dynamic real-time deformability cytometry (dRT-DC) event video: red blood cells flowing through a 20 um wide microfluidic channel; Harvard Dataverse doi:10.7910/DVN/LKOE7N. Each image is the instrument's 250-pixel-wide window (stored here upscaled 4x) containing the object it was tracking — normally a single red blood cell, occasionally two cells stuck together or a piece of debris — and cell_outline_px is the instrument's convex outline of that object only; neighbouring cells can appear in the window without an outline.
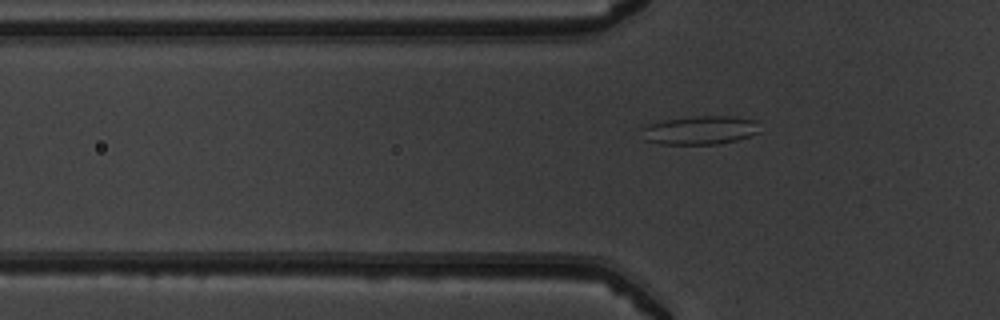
{"species": "common noctule bat (a hibernating species)", "species_latin": "Nyctalus noctula", "temperature_condition": "warm", "stored_images_in_passage": 3, "camera_frame_rate_fps": 3000, "um_per_image_px": 0.085, "animal": {"sex": "male", "body_mass_g": 19.5, "forearm_length_mm": 54.6}, "frame": {"image": 1, "passage_image": 3, "time_ms": 0.667, "image_size_px": [1000, 320], "cell_outline_px": [[760, 132], [736, 140], [720, 144], [660, 144], [644, 140], [640, 128], [648, 124], [664, 120], [692, 116], [732, 116], [756, 120]], "centroid_in_image_um": [59.47, 11.06], "position_along_channel_um": 66.3, "area_um2": 19.83}}